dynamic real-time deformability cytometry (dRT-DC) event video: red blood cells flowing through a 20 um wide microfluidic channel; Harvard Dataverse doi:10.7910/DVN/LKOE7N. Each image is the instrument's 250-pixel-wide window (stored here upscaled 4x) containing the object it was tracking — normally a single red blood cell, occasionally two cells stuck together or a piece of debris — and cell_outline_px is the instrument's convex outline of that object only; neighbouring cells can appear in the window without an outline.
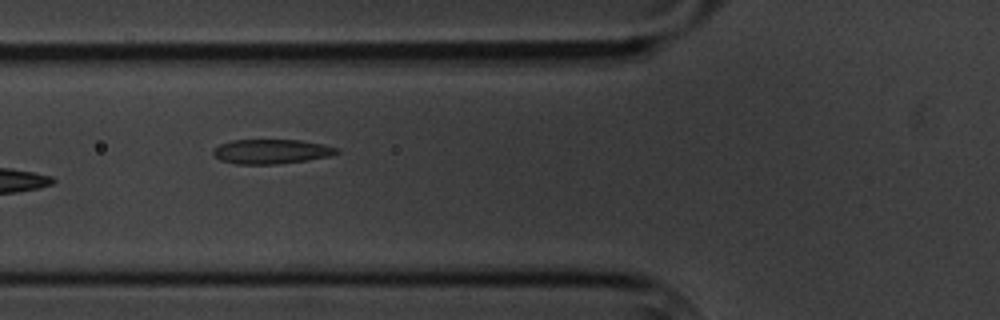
{"species": "common noctule bat (a hibernating species)", "species_latin": "Nyctalus noctula", "temperature_condition": "cold", "stored_images_in_passage": 11, "camera_frame_rate_fps": 3000, "um_per_image_px": 0.085, "animal": {"sex": "male", "body_mass_g": 20.1, "forearm_length_mm": 53.5}, "frame": {"image": 1, "passage_image": 7, "time_ms": 7.667, "image_size_px": [1000, 320], "cell_outline_px": [[340, 152], [328, 156], [308, 160], [280, 164], [236, 164], [220, 160], [212, 152], [212, 148], [220, 144], [232, 140], [300, 140], [324, 144], [340, 148]], "centroid_in_image_um": [23.07, 12.88], "position_along_channel_um": 102.7, "area_um2": 17.8}}
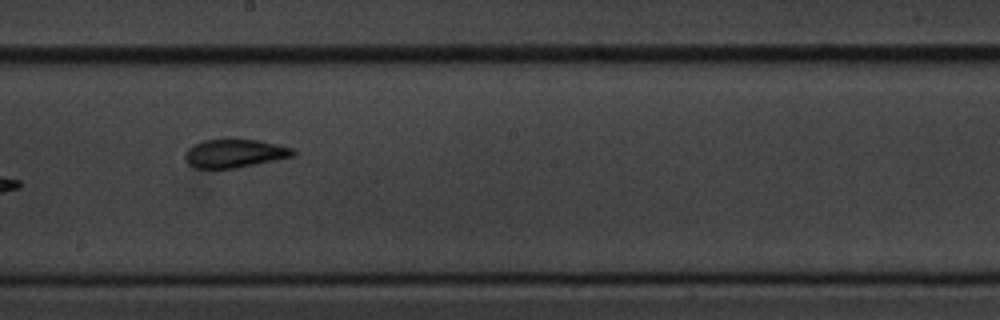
{"frame": {"image": 2, "passage_image": 10, "time_ms": 11.333, "image_size_px": [1000, 320], "cell_outline_px": [[296, 152], [292, 156], [276, 160], [236, 168], [196, 168], [188, 164], [184, 160], [184, 152], [188, 148], [204, 140], [260, 140], [292, 148]], "centroid_in_image_um": [19.91, 13.05], "position_along_channel_um": 228.3, "area_um2": 17.69}}
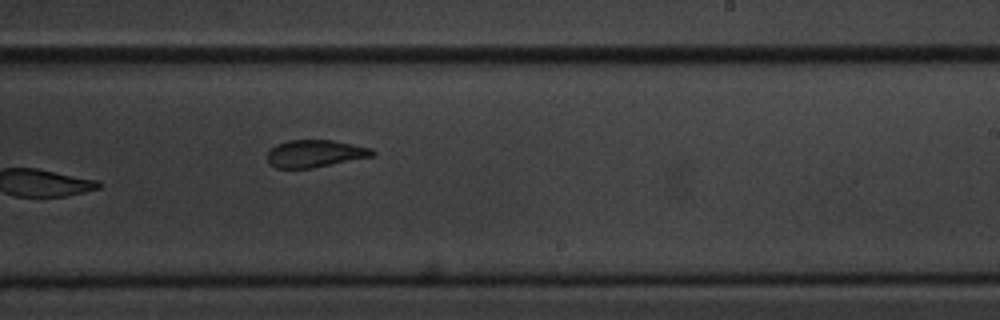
{"frame": {"image": 3, "passage_image": 11, "time_ms": 12.333, "image_size_px": [1000, 320], "cell_outline_px": [[376, 156], [312, 168], [276, 168], [268, 164], [268, 152], [276, 144], [288, 140], [332, 140], [372, 148], [376, 152]], "centroid_in_image_um": [26.81, 13.06], "position_along_channel_um": 262.2, "area_um2": 16.88}}